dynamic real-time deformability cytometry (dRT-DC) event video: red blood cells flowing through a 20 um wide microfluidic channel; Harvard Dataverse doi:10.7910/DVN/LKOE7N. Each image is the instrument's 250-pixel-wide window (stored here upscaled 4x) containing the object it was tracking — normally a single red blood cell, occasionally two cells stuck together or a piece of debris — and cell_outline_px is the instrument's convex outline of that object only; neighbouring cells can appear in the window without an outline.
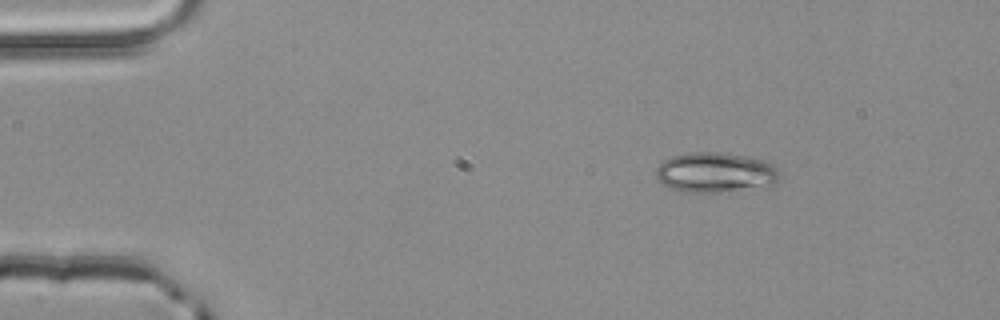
{"species": "common noctule bat (a hibernating species)", "species_latin": "Nyctalus noctula", "temperature_condition": "room temperature", "stored_images_in_passage": 4, "camera_frame_rate_fps": 3000, "um_per_image_px": 0.085, "animal": {"sex": "male", "body_mass_g": 20.4}, "frame": {"image": 1, "passage_image": 4, "time_ms": 1.0, "image_size_px": [1000, 320], "cell_outline_px": [[780, 176], [772, 184], [736, 192], [684, 192], [668, 188], [656, 176], [656, 168], [664, 160], [672, 156], [688, 152], [724, 152], [768, 160], [780, 172]], "centroid_in_image_um": [60.82, 14.66], "position_along_channel_um": 24.2, "area_um2": 29.25}}